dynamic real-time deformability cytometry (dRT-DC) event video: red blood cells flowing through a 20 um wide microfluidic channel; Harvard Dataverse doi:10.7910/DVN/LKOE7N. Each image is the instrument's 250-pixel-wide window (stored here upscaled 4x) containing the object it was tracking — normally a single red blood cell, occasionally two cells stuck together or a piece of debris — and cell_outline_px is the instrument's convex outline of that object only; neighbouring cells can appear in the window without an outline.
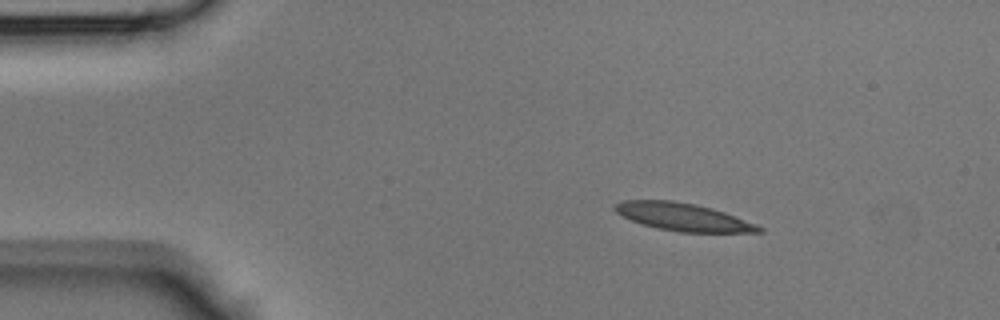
{"species": "Egyptian fruit bat (a non-hibernating species)", "species_latin": "Rousettus aegyptiacus", "temperature_condition": "room temperature", "stored_images_in_passage": 8, "camera_frame_rate_fps": 3000, "um_per_image_px": 0.085, "animal": {"sex": "male"}, "frame": {"image": 1, "passage_image": 1, "time_ms": 0.0, "image_size_px": [1000, 320], "cell_outline_px": [[764, 232], [680, 232], [640, 224], [616, 212], [612, 208], [616, 204], [624, 200], [672, 200], [696, 204], [712, 208], [724, 212], [756, 224], [764, 228]], "centroid_in_image_um": [58.07, 18.43], "position_along_channel_um": 26.9, "area_um2": 23.06}}